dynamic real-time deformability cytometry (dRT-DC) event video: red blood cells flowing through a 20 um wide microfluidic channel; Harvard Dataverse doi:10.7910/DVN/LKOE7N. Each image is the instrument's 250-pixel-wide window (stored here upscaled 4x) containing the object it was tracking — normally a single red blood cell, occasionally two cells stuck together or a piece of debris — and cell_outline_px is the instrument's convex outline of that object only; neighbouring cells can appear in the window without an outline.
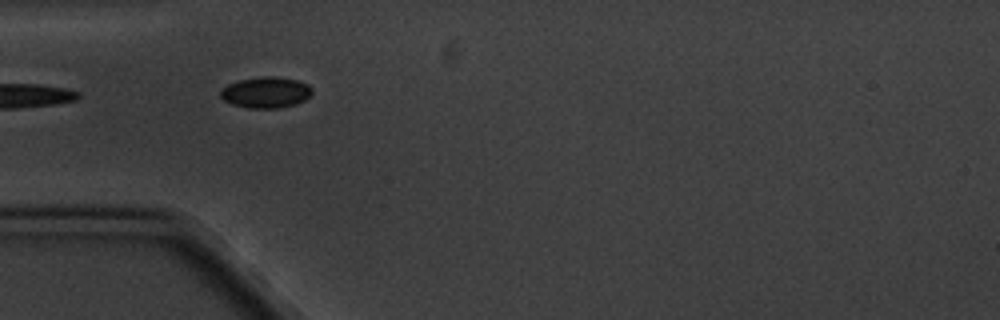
{"species": "common noctule bat (a hibernating species)", "species_latin": "Nyctalus noctula", "temperature_condition": "cold", "stored_images_in_passage": 7, "segment_of_instrument_passage": [2, 2], "camera_frame_rate_fps": 3000, "um_per_image_px": 0.085, "animal": {"sex": "male", "body_mass_g": 20.1, "forearm_length_mm": 53.5}, "frame": {"image": 1, "passage_image": 5, "time_ms": 4.667, "image_size_px": [1000, 320], "cell_outline_px": [[312, 92], [304, 100], [296, 104], [280, 108], [248, 108], [232, 104], [224, 100], [220, 96], [220, 92], [228, 84], [240, 80], [264, 76], [276, 76], [296, 80], [308, 84], [312, 88]], "centroid_in_image_um": [22.61, 7.86], "position_along_channel_um": 62.4, "area_um2": 16.47}}